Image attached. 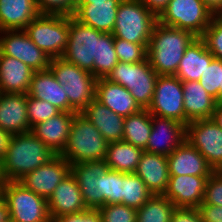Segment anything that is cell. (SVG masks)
<instances>
[{
    "mask_svg": "<svg viewBox=\"0 0 222 222\" xmlns=\"http://www.w3.org/2000/svg\"><path fill=\"white\" fill-rule=\"evenodd\" d=\"M196 36L183 29L157 23L147 47V59L158 75L174 76L186 48Z\"/></svg>",
    "mask_w": 222,
    "mask_h": 222,
    "instance_id": "obj_1",
    "label": "cell"
},
{
    "mask_svg": "<svg viewBox=\"0 0 222 222\" xmlns=\"http://www.w3.org/2000/svg\"><path fill=\"white\" fill-rule=\"evenodd\" d=\"M55 154L31 132L12 135L6 154L1 160L5 181H18L52 159Z\"/></svg>",
    "mask_w": 222,
    "mask_h": 222,
    "instance_id": "obj_2",
    "label": "cell"
},
{
    "mask_svg": "<svg viewBox=\"0 0 222 222\" xmlns=\"http://www.w3.org/2000/svg\"><path fill=\"white\" fill-rule=\"evenodd\" d=\"M108 141L81 113H75L67 145L60 154L70 164L105 160Z\"/></svg>",
    "mask_w": 222,
    "mask_h": 222,
    "instance_id": "obj_3",
    "label": "cell"
},
{
    "mask_svg": "<svg viewBox=\"0 0 222 222\" xmlns=\"http://www.w3.org/2000/svg\"><path fill=\"white\" fill-rule=\"evenodd\" d=\"M49 69L66 91L70 112L80 113L95 99L96 78L63 58H51Z\"/></svg>",
    "mask_w": 222,
    "mask_h": 222,
    "instance_id": "obj_4",
    "label": "cell"
},
{
    "mask_svg": "<svg viewBox=\"0 0 222 222\" xmlns=\"http://www.w3.org/2000/svg\"><path fill=\"white\" fill-rule=\"evenodd\" d=\"M158 16L139 0H122L117 11L113 37L136 44H149Z\"/></svg>",
    "mask_w": 222,
    "mask_h": 222,
    "instance_id": "obj_5",
    "label": "cell"
},
{
    "mask_svg": "<svg viewBox=\"0 0 222 222\" xmlns=\"http://www.w3.org/2000/svg\"><path fill=\"white\" fill-rule=\"evenodd\" d=\"M158 76L146 59L138 63L119 61L106 79L125 87L142 109H148Z\"/></svg>",
    "mask_w": 222,
    "mask_h": 222,
    "instance_id": "obj_6",
    "label": "cell"
},
{
    "mask_svg": "<svg viewBox=\"0 0 222 222\" xmlns=\"http://www.w3.org/2000/svg\"><path fill=\"white\" fill-rule=\"evenodd\" d=\"M24 31L50 58H59L69 40V16L39 14Z\"/></svg>",
    "mask_w": 222,
    "mask_h": 222,
    "instance_id": "obj_7",
    "label": "cell"
},
{
    "mask_svg": "<svg viewBox=\"0 0 222 222\" xmlns=\"http://www.w3.org/2000/svg\"><path fill=\"white\" fill-rule=\"evenodd\" d=\"M103 33L69 16V40L61 58L94 75Z\"/></svg>",
    "mask_w": 222,
    "mask_h": 222,
    "instance_id": "obj_8",
    "label": "cell"
},
{
    "mask_svg": "<svg viewBox=\"0 0 222 222\" xmlns=\"http://www.w3.org/2000/svg\"><path fill=\"white\" fill-rule=\"evenodd\" d=\"M11 222H51L47 200L18 181L2 183Z\"/></svg>",
    "mask_w": 222,
    "mask_h": 222,
    "instance_id": "obj_9",
    "label": "cell"
},
{
    "mask_svg": "<svg viewBox=\"0 0 222 222\" xmlns=\"http://www.w3.org/2000/svg\"><path fill=\"white\" fill-rule=\"evenodd\" d=\"M213 17L202 0H170L158 16V22L201 37Z\"/></svg>",
    "mask_w": 222,
    "mask_h": 222,
    "instance_id": "obj_10",
    "label": "cell"
},
{
    "mask_svg": "<svg viewBox=\"0 0 222 222\" xmlns=\"http://www.w3.org/2000/svg\"><path fill=\"white\" fill-rule=\"evenodd\" d=\"M185 139L204 156L214 171H222V128L213 119L189 122Z\"/></svg>",
    "mask_w": 222,
    "mask_h": 222,
    "instance_id": "obj_11",
    "label": "cell"
},
{
    "mask_svg": "<svg viewBox=\"0 0 222 222\" xmlns=\"http://www.w3.org/2000/svg\"><path fill=\"white\" fill-rule=\"evenodd\" d=\"M151 115L173 119L185 125L182 81L175 75H159L149 108Z\"/></svg>",
    "mask_w": 222,
    "mask_h": 222,
    "instance_id": "obj_12",
    "label": "cell"
},
{
    "mask_svg": "<svg viewBox=\"0 0 222 222\" xmlns=\"http://www.w3.org/2000/svg\"><path fill=\"white\" fill-rule=\"evenodd\" d=\"M0 53L20 60L35 72L49 69L51 61L24 30L0 31Z\"/></svg>",
    "mask_w": 222,
    "mask_h": 222,
    "instance_id": "obj_13",
    "label": "cell"
},
{
    "mask_svg": "<svg viewBox=\"0 0 222 222\" xmlns=\"http://www.w3.org/2000/svg\"><path fill=\"white\" fill-rule=\"evenodd\" d=\"M71 172V164L61 155H55L18 180L25 188L48 200L58 184Z\"/></svg>",
    "mask_w": 222,
    "mask_h": 222,
    "instance_id": "obj_14",
    "label": "cell"
},
{
    "mask_svg": "<svg viewBox=\"0 0 222 222\" xmlns=\"http://www.w3.org/2000/svg\"><path fill=\"white\" fill-rule=\"evenodd\" d=\"M107 170L105 160L71 164V173L77 180L87 208H100L105 205L102 175Z\"/></svg>",
    "mask_w": 222,
    "mask_h": 222,
    "instance_id": "obj_15",
    "label": "cell"
},
{
    "mask_svg": "<svg viewBox=\"0 0 222 222\" xmlns=\"http://www.w3.org/2000/svg\"><path fill=\"white\" fill-rule=\"evenodd\" d=\"M186 125L152 115V130L144 151L169 156L186 139Z\"/></svg>",
    "mask_w": 222,
    "mask_h": 222,
    "instance_id": "obj_16",
    "label": "cell"
},
{
    "mask_svg": "<svg viewBox=\"0 0 222 222\" xmlns=\"http://www.w3.org/2000/svg\"><path fill=\"white\" fill-rule=\"evenodd\" d=\"M208 177L169 175L168 186L163 195L176 207L198 208L203 202Z\"/></svg>",
    "mask_w": 222,
    "mask_h": 222,
    "instance_id": "obj_17",
    "label": "cell"
},
{
    "mask_svg": "<svg viewBox=\"0 0 222 222\" xmlns=\"http://www.w3.org/2000/svg\"><path fill=\"white\" fill-rule=\"evenodd\" d=\"M47 206L51 221L55 217L87 209L77 180L71 172L55 188L47 200Z\"/></svg>",
    "mask_w": 222,
    "mask_h": 222,
    "instance_id": "obj_18",
    "label": "cell"
},
{
    "mask_svg": "<svg viewBox=\"0 0 222 222\" xmlns=\"http://www.w3.org/2000/svg\"><path fill=\"white\" fill-rule=\"evenodd\" d=\"M0 128L11 135L30 132L27 94L0 93Z\"/></svg>",
    "mask_w": 222,
    "mask_h": 222,
    "instance_id": "obj_19",
    "label": "cell"
},
{
    "mask_svg": "<svg viewBox=\"0 0 222 222\" xmlns=\"http://www.w3.org/2000/svg\"><path fill=\"white\" fill-rule=\"evenodd\" d=\"M75 112H60L44 122L34 125L30 132L39 138L55 155L67 145Z\"/></svg>",
    "mask_w": 222,
    "mask_h": 222,
    "instance_id": "obj_20",
    "label": "cell"
},
{
    "mask_svg": "<svg viewBox=\"0 0 222 222\" xmlns=\"http://www.w3.org/2000/svg\"><path fill=\"white\" fill-rule=\"evenodd\" d=\"M95 99L124 118L142 110L129 90L106 78L96 80Z\"/></svg>",
    "mask_w": 222,
    "mask_h": 222,
    "instance_id": "obj_21",
    "label": "cell"
},
{
    "mask_svg": "<svg viewBox=\"0 0 222 222\" xmlns=\"http://www.w3.org/2000/svg\"><path fill=\"white\" fill-rule=\"evenodd\" d=\"M169 175L210 176L214 170L186 140L167 156Z\"/></svg>",
    "mask_w": 222,
    "mask_h": 222,
    "instance_id": "obj_22",
    "label": "cell"
},
{
    "mask_svg": "<svg viewBox=\"0 0 222 222\" xmlns=\"http://www.w3.org/2000/svg\"><path fill=\"white\" fill-rule=\"evenodd\" d=\"M135 174L153 195H163L169 181L167 156L143 151Z\"/></svg>",
    "mask_w": 222,
    "mask_h": 222,
    "instance_id": "obj_23",
    "label": "cell"
},
{
    "mask_svg": "<svg viewBox=\"0 0 222 222\" xmlns=\"http://www.w3.org/2000/svg\"><path fill=\"white\" fill-rule=\"evenodd\" d=\"M122 0L92 4H76L73 17L80 23L104 33H112L116 23L117 11Z\"/></svg>",
    "mask_w": 222,
    "mask_h": 222,
    "instance_id": "obj_24",
    "label": "cell"
},
{
    "mask_svg": "<svg viewBox=\"0 0 222 222\" xmlns=\"http://www.w3.org/2000/svg\"><path fill=\"white\" fill-rule=\"evenodd\" d=\"M184 95L185 125L195 120L212 119L218 105L199 81L182 82Z\"/></svg>",
    "mask_w": 222,
    "mask_h": 222,
    "instance_id": "obj_25",
    "label": "cell"
},
{
    "mask_svg": "<svg viewBox=\"0 0 222 222\" xmlns=\"http://www.w3.org/2000/svg\"><path fill=\"white\" fill-rule=\"evenodd\" d=\"M34 72L20 60L0 53V93L28 94Z\"/></svg>",
    "mask_w": 222,
    "mask_h": 222,
    "instance_id": "obj_26",
    "label": "cell"
},
{
    "mask_svg": "<svg viewBox=\"0 0 222 222\" xmlns=\"http://www.w3.org/2000/svg\"><path fill=\"white\" fill-rule=\"evenodd\" d=\"M110 143L121 141L124 133L125 118L94 99L81 112Z\"/></svg>",
    "mask_w": 222,
    "mask_h": 222,
    "instance_id": "obj_27",
    "label": "cell"
},
{
    "mask_svg": "<svg viewBox=\"0 0 222 222\" xmlns=\"http://www.w3.org/2000/svg\"><path fill=\"white\" fill-rule=\"evenodd\" d=\"M214 58L207 49L204 40L201 37H196L186 48L175 76L182 82L199 81L206 67Z\"/></svg>",
    "mask_w": 222,
    "mask_h": 222,
    "instance_id": "obj_28",
    "label": "cell"
},
{
    "mask_svg": "<svg viewBox=\"0 0 222 222\" xmlns=\"http://www.w3.org/2000/svg\"><path fill=\"white\" fill-rule=\"evenodd\" d=\"M28 95L49 102L61 112H70L66 91L50 69L34 72Z\"/></svg>",
    "mask_w": 222,
    "mask_h": 222,
    "instance_id": "obj_29",
    "label": "cell"
},
{
    "mask_svg": "<svg viewBox=\"0 0 222 222\" xmlns=\"http://www.w3.org/2000/svg\"><path fill=\"white\" fill-rule=\"evenodd\" d=\"M39 14L36 0H0V31L24 30Z\"/></svg>",
    "mask_w": 222,
    "mask_h": 222,
    "instance_id": "obj_30",
    "label": "cell"
},
{
    "mask_svg": "<svg viewBox=\"0 0 222 222\" xmlns=\"http://www.w3.org/2000/svg\"><path fill=\"white\" fill-rule=\"evenodd\" d=\"M143 150L126 141L108 143L105 162L109 169L123 173H135Z\"/></svg>",
    "mask_w": 222,
    "mask_h": 222,
    "instance_id": "obj_31",
    "label": "cell"
},
{
    "mask_svg": "<svg viewBox=\"0 0 222 222\" xmlns=\"http://www.w3.org/2000/svg\"><path fill=\"white\" fill-rule=\"evenodd\" d=\"M152 130V115L147 109L125 117L122 140L143 151L146 149Z\"/></svg>",
    "mask_w": 222,
    "mask_h": 222,
    "instance_id": "obj_32",
    "label": "cell"
},
{
    "mask_svg": "<svg viewBox=\"0 0 222 222\" xmlns=\"http://www.w3.org/2000/svg\"><path fill=\"white\" fill-rule=\"evenodd\" d=\"M176 206L164 195H152L136 213V222H170Z\"/></svg>",
    "mask_w": 222,
    "mask_h": 222,
    "instance_id": "obj_33",
    "label": "cell"
},
{
    "mask_svg": "<svg viewBox=\"0 0 222 222\" xmlns=\"http://www.w3.org/2000/svg\"><path fill=\"white\" fill-rule=\"evenodd\" d=\"M153 194L135 173H123V204L138 210Z\"/></svg>",
    "mask_w": 222,
    "mask_h": 222,
    "instance_id": "obj_34",
    "label": "cell"
},
{
    "mask_svg": "<svg viewBox=\"0 0 222 222\" xmlns=\"http://www.w3.org/2000/svg\"><path fill=\"white\" fill-rule=\"evenodd\" d=\"M114 49V37L112 33L101 35L98 62H94V77L106 78L112 69L118 64Z\"/></svg>",
    "mask_w": 222,
    "mask_h": 222,
    "instance_id": "obj_35",
    "label": "cell"
},
{
    "mask_svg": "<svg viewBox=\"0 0 222 222\" xmlns=\"http://www.w3.org/2000/svg\"><path fill=\"white\" fill-rule=\"evenodd\" d=\"M102 193L105 205L123 204V172L108 168L102 175Z\"/></svg>",
    "mask_w": 222,
    "mask_h": 222,
    "instance_id": "obj_36",
    "label": "cell"
},
{
    "mask_svg": "<svg viewBox=\"0 0 222 222\" xmlns=\"http://www.w3.org/2000/svg\"><path fill=\"white\" fill-rule=\"evenodd\" d=\"M149 44H136L114 37V49L117 59L124 63H138L147 59Z\"/></svg>",
    "mask_w": 222,
    "mask_h": 222,
    "instance_id": "obj_37",
    "label": "cell"
},
{
    "mask_svg": "<svg viewBox=\"0 0 222 222\" xmlns=\"http://www.w3.org/2000/svg\"><path fill=\"white\" fill-rule=\"evenodd\" d=\"M222 60L214 58L200 77L199 83L205 91L221 104Z\"/></svg>",
    "mask_w": 222,
    "mask_h": 222,
    "instance_id": "obj_38",
    "label": "cell"
},
{
    "mask_svg": "<svg viewBox=\"0 0 222 222\" xmlns=\"http://www.w3.org/2000/svg\"><path fill=\"white\" fill-rule=\"evenodd\" d=\"M61 111L47 101L31 97L27 94V116L30 129L47 119L56 116Z\"/></svg>",
    "mask_w": 222,
    "mask_h": 222,
    "instance_id": "obj_39",
    "label": "cell"
},
{
    "mask_svg": "<svg viewBox=\"0 0 222 222\" xmlns=\"http://www.w3.org/2000/svg\"><path fill=\"white\" fill-rule=\"evenodd\" d=\"M99 210L102 222H136L137 210L124 204H108Z\"/></svg>",
    "mask_w": 222,
    "mask_h": 222,
    "instance_id": "obj_40",
    "label": "cell"
},
{
    "mask_svg": "<svg viewBox=\"0 0 222 222\" xmlns=\"http://www.w3.org/2000/svg\"><path fill=\"white\" fill-rule=\"evenodd\" d=\"M201 38L212 55L222 60V23L213 17Z\"/></svg>",
    "mask_w": 222,
    "mask_h": 222,
    "instance_id": "obj_41",
    "label": "cell"
},
{
    "mask_svg": "<svg viewBox=\"0 0 222 222\" xmlns=\"http://www.w3.org/2000/svg\"><path fill=\"white\" fill-rule=\"evenodd\" d=\"M40 14L73 16L76 11V0H36Z\"/></svg>",
    "mask_w": 222,
    "mask_h": 222,
    "instance_id": "obj_42",
    "label": "cell"
},
{
    "mask_svg": "<svg viewBox=\"0 0 222 222\" xmlns=\"http://www.w3.org/2000/svg\"><path fill=\"white\" fill-rule=\"evenodd\" d=\"M202 204L222 206V171H214L208 177Z\"/></svg>",
    "mask_w": 222,
    "mask_h": 222,
    "instance_id": "obj_43",
    "label": "cell"
},
{
    "mask_svg": "<svg viewBox=\"0 0 222 222\" xmlns=\"http://www.w3.org/2000/svg\"><path fill=\"white\" fill-rule=\"evenodd\" d=\"M51 222H102L99 208L86 210L55 217Z\"/></svg>",
    "mask_w": 222,
    "mask_h": 222,
    "instance_id": "obj_44",
    "label": "cell"
},
{
    "mask_svg": "<svg viewBox=\"0 0 222 222\" xmlns=\"http://www.w3.org/2000/svg\"><path fill=\"white\" fill-rule=\"evenodd\" d=\"M170 222H202L198 208L176 207Z\"/></svg>",
    "mask_w": 222,
    "mask_h": 222,
    "instance_id": "obj_45",
    "label": "cell"
},
{
    "mask_svg": "<svg viewBox=\"0 0 222 222\" xmlns=\"http://www.w3.org/2000/svg\"><path fill=\"white\" fill-rule=\"evenodd\" d=\"M198 210L202 222H222V206L201 204Z\"/></svg>",
    "mask_w": 222,
    "mask_h": 222,
    "instance_id": "obj_46",
    "label": "cell"
},
{
    "mask_svg": "<svg viewBox=\"0 0 222 222\" xmlns=\"http://www.w3.org/2000/svg\"><path fill=\"white\" fill-rule=\"evenodd\" d=\"M152 13L159 16L167 7L170 0H139Z\"/></svg>",
    "mask_w": 222,
    "mask_h": 222,
    "instance_id": "obj_47",
    "label": "cell"
},
{
    "mask_svg": "<svg viewBox=\"0 0 222 222\" xmlns=\"http://www.w3.org/2000/svg\"><path fill=\"white\" fill-rule=\"evenodd\" d=\"M11 137L12 135L9 132L3 131L0 128V161L6 154Z\"/></svg>",
    "mask_w": 222,
    "mask_h": 222,
    "instance_id": "obj_48",
    "label": "cell"
},
{
    "mask_svg": "<svg viewBox=\"0 0 222 222\" xmlns=\"http://www.w3.org/2000/svg\"><path fill=\"white\" fill-rule=\"evenodd\" d=\"M205 7L215 16L222 8V0H202Z\"/></svg>",
    "mask_w": 222,
    "mask_h": 222,
    "instance_id": "obj_49",
    "label": "cell"
},
{
    "mask_svg": "<svg viewBox=\"0 0 222 222\" xmlns=\"http://www.w3.org/2000/svg\"><path fill=\"white\" fill-rule=\"evenodd\" d=\"M0 222H11L8 212V206L4 198L0 200Z\"/></svg>",
    "mask_w": 222,
    "mask_h": 222,
    "instance_id": "obj_50",
    "label": "cell"
},
{
    "mask_svg": "<svg viewBox=\"0 0 222 222\" xmlns=\"http://www.w3.org/2000/svg\"><path fill=\"white\" fill-rule=\"evenodd\" d=\"M212 119L222 128V104H218L213 113Z\"/></svg>",
    "mask_w": 222,
    "mask_h": 222,
    "instance_id": "obj_51",
    "label": "cell"
},
{
    "mask_svg": "<svg viewBox=\"0 0 222 222\" xmlns=\"http://www.w3.org/2000/svg\"><path fill=\"white\" fill-rule=\"evenodd\" d=\"M107 1L108 0H76V4H92V3H100Z\"/></svg>",
    "mask_w": 222,
    "mask_h": 222,
    "instance_id": "obj_52",
    "label": "cell"
},
{
    "mask_svg": "<svg viewBox=\"0 0 222 222\" xmlns=\"http://www.w3.org/2000/svg\"><path fill=\"white\" fill-rule=\"evenodd\" d=\"M214 17L222 23V8Z\"/></svg>",
    "mask_w": 222,
    "mask_h": 222,
    "instance_id": "obj_53",
    "label": "cell"
},
{
    "mask_svg": "<svg viewBox=\"0 0 222 222\" xmlns=\"http://www.w3.org/2000/svg\"><path fill=\"white\" fill-rule=\"evenodd\" d=\"M4 182L3 178H0V192H3L2 183Z\"/></svg>",
    "mask_w": 222,
    "mask_h": 222,
    "instance_id": "obj_54",
    "label": "cell"
},
{
    "mask_svg": "<svg viewBox=\"0 0 222 222\" xmlns=\"http://www.w3.org/2000/svg\"><path fill=\"white\" fill-rule=\"evenodd\" d=\"M221 104H222V69H221Z\"/></svg>",
    "mask_w": 222,
    "mask_h": 222,
    "instance_id": "obj_55",
    "label": "cell"
},
{
    "mask_svg": "<svg viewBox=\"0 0 222 222\" xmlns=\"http://www.w3.org/2000/svg\"><path fill=\"white\" fill-rule=\"evenodd\" d=\"M0 178H3L2 172H1V161H0Z\"/></svg>",
    "mask_w": 222,
    "mask_h": 222,
    "instance_id": "obj_56",
    "label": "cell"
},
{
    "mask_svg": "<svg viewBox=\"0 0 222 222\" xmlns=\"http://www.w3.org/2000/svg\"><path fill=\"white\" fill-rule=\"evenodd\" d=\"M3 198V192H0V200Z\"/></svg>",
    "mask_w": 222,
    "mask_h": 222,
    "instance_id": "obj_57",
    "label": "cell"
}]
</instances>
